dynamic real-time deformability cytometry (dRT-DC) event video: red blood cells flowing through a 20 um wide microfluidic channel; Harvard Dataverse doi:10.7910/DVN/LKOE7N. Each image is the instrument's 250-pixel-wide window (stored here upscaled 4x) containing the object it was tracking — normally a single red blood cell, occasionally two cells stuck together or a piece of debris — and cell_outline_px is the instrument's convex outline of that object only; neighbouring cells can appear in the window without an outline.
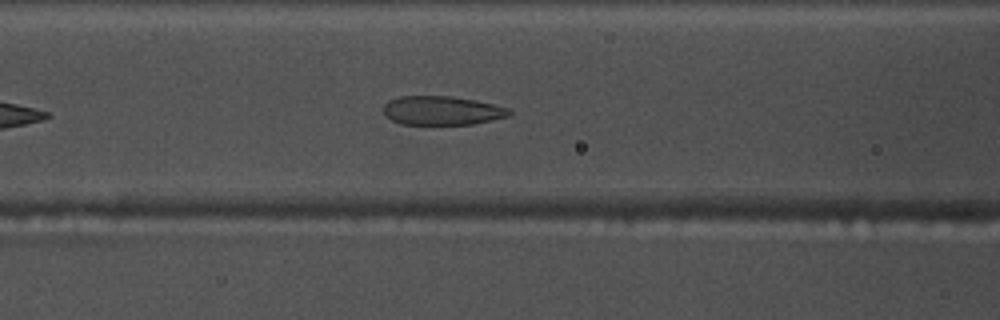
{"species": "common noctule bat (a hibernating species)", "species_latin": "Nyctalus noctula", "temperature_condition": "warm", "stored_images_in_passage": 26, "camera_frame_rate_fps": 3000, "um_per_image_px": 0.085, "animal": {"sex": "male", "body_mass_g": 17.5, "forearm_length_mm": 52.3}, "frame": {"image": 1, "passage_image": 12, "time_ms": 3.667, "image_size_px": [1000, 320], "cell_outline_px": [[512, 112], [508, 116], [492, 120], [472, 124], [400, 124], [384, 116], [384, 104], [388, 100], [400, 96], [452, 96], [476, 100], [508, 108]], "centroid_in_image_um": [37.53, 9.39], "position_along_channel_um": 129.1, "area_um2": 21.21}}